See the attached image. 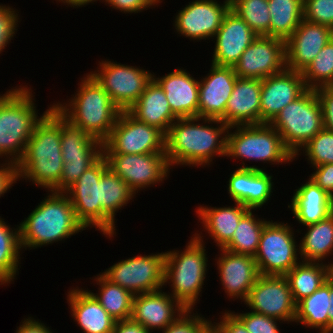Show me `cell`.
<instances>
[{
	"mask_svg": "<svg viewBox=\"0 0 333 333\" xmlns=\"http://www.w3.org/2000/svg\"><path fill=\"white\" fill-rule=\"evenodd\" d=\"M303 19L333 29V0H303Z\"/></svg>",
	"mask_w": 333,
	"mask_h": 333,
	"instance_id": "43",
	"label": "cell"
},
{
	"mask_svg": "<svg viewBox=\"0 0 333 333\" xmlns=\"http://www.w3.org/2000/svg\"><path fill=\"white\" fill-rule=\"evenodd\" d=\"M330 307L328 309V333H333V285L330 284Z\"/></svg>",
	"mask_w": 333,
	"mask_h": 333,
	"instance_id": "56",
	"label": "cell"
},
{
	"mask_svg": "<svg viewBox=\"0 0 333 333\" xmlns=\"http://www.w3.org/2000/svg\"><path fill=\"white\" fill-rule=\"evenodd\" d=\"M270 37L286 41L303 20V0H268Z\"/></svg>",
	"mask_w": 333,
	"mask_h": 333,
	"instance_id": "37",
	"label": "cell"
},
{
	"mask_svg": "<svg viewBox=\"0 0 333 333\" xmlns=\"http://www.w3.org/2000/svg\"><path fill=\"white\" fill-rule=\"evenodd\" d=\"M307 90L302 73L285 69L262 80L260 124L270 123L281 110Z\"/></svg>",
	"mask_w": 333,
	"mask_h": 333,
	"instance_id": "18",
	"label": "cell"
},
{
	"mask_svg": "<svg viewBox=\"0 0 333 333\" xmlns=\"http://www.w3.org/2000/svg\"><path fill=\"white\" fill-rule=\"evenodd\" d=\"M226 157L241 159L243 165L238 168L257 170H265V167L263 169L256 165L247 166L248 164L245 165L242 159L271 163L270 165L286 164L295 160L294 155L284 145L281 135L268 123L229 127Z\"/></svg>",
	"mask_w": 333,
	"mask_h": 333,
	"instance_id": "7",
	"label": "cell"
},
{
	"mask_svg": "<svg viewBox=\"0 0 333 333\" xmlns=\"http://www.w3.org/2000/svg\"><path fill=\"white\" fill-rule=\"evenodd\" d=\"M315 172L309 179L333 197V163L312 167Z\"/></svg>",
	"mask_w": 333,
	"mask_h": 333,
	"instance_id": "51",
	"label": "cell"
},
{
	"mask_svg": "<svg viewBox=\"0 0 333 333\" xmlns=\"http://www.w3.org/2000/svg\"><path fill=\"white\" fill-rule=\"evenodd\" d=\"M48 192V196L19 224L22 251L64 241L86 230L78 221L66 193Z\"/></svg>",
	"mask_w": 333,
	"mask_h": 333,
	"instance_id": "3",
	"label": "cell"
},
{
	"mask_svg": "<svg viewBox=\"0 0 333 333\" xmlns=\"http://www.w3.org/2000/svg\"><path fill=\"white\" fill-rule=\"evenodd\" d=\"M301 73L307 89L333 84V38Z\"/></svg>",
	"mask_w": 333,
	"mask_h": 333,
	"instance_id": "41",
	"label": "cell"
},
{
	"mask_svg": "<svg viewBox=\"0 0 333 333\" xmlns=\"http://www.w3.org/2000/svg\"><path fill=\"white\" fill-rule=\"evenodd\" d=\"M221 316L220 322L210 323L218 333H249L243 322L231 310H225Z\"/></svg>",
	"mask_w": 333,
	"mask_h": 333,
	"instance_id": "49",
	"label": "cell"
},
{
	"mask_svg": "<svg viewBox=\"0 0 333 333\" xmlns=\"http://www.w3.org/2000/svg\"><path fill=\"white\" fill-rule=\"evenodd\" d=\"M229 9L230 0L223 4L216 0H193L178 11L173 26L180 36L193 41L214 39Z\"/></svg>",
	"mask_w": 333,
	"mask_h": 333,
	"instance_id": "17",
	"label": "cell"
},
{
	"mask_svg": "<svg viewBox=\"0 0 333 333\" xmlns=\"http://www.w3.org/2000/svg\"><path fill=\"white\" fill-rule=\"evenodd\" d=\"M202 333H218V331L210 324Z\"/></svg>",
	"mask_w": 333,
	"mask_h": 333,
	"instance_id": "58",
	"label": "cell"
},
{
	"mask_svg": "<svg viewBox=\"0 0 333 333\" xmlns=\"http://www.w3.org/2000/svg\"><path fill=\"white\" fill-rule=\"evenodd\" d=\"M228 129L218 119L178 118L165 135V153L170 168L174 165L206 167L217 155L226 156Z\"/></svg>",
	"mask_w": 333,
	"mask_h": 333,
	"instance_id": "1",
	"label": "cell"
},
{
	"mask_svg": "<svg viewBox=\"0 0 333 333\" xmlns=\"http://www.w3.org/2000/svg\"><path fill=\"white\" fill-rule=\"evenodd\" d=\"M233 313L243 322L249 333H280V320L268 317L253 311L245 313Z\"/></svg>",
	"mask_w": 333,
	"mask_h": 333,
	"instance_id": "45",
	"label": "cell"
},
{
	"mask_svg": "<svg viewBox=\"0 0 333 333\" xmlns=\"http://www.w3.org/2000/svg\"><path fill=\"white\" fill-rule=\"evenodd\" d=\"M262 80L237 77L225 110V124H260V95Z\"/></svg>",
	"mask_w": 333,
	"mask_h": 333,
	"instance_id": "26",
	"label": "cell"
},
{
	"mask_svg": "<svg viewBox=\"0 0 333 333\" xmlns=\"http://www.w3.org/2000/svg\"><path fill=\"white\" fill-rule=\"evenodd\" d=\"M108 167V161L102 155L65 191L85 229L95 227L101 232L100 178Z\"/></svg>",
	"mask_w": 333,
	"mask_h": 333,
	"instance_id": "16",
	"label": "cell"
},
{
	"mask_svg": "<svg viewBox=\"0 0 333 333\" xmlns=\"http://www.w3.org/2000/svg\"><path fill=\"white\" fill-rule=\"evenodd\" d=\"M272 178L265 170L237 168L228 179L227 192L234 202L250 210H260L271 199Z\"/></svg>",
	"mask_w": 333,
	"mask_h": 333,
	"instance_id": "24",
	"label": "cell"
},
{
	"mask_svg": "<svg viewBox=\"0 0 333 333\" xmlns=\"http://www.w3.org/2000/svg\"><path fill=\"white\" fill-rule=\"evenodd\" d=\"M165 134L156 127L134 118L127 110L120 112L103 153H165Z\"/></svg>",
	"mask_w": 333,
	"mask_h": 333,
	"instance_id": "11",
	"label": "cell"
},
{
	"mask_svg": "<svg viewBox=\"0 0 333 333\" xmlns=\"http://www.w3.org/2000/svg\"><path fill=\"white\" fill-rule=\"evenodd\" d=\"M233 67L211 63L209 73L199 80L198 117L218 119L225 124V110L236 83Z\"/></svg>",
	"mask_w": 333,
	"mask_h": 333,
	"instance_id": "20",
	"label": "cell"
},
{
	"mask_svg": "<svg viewBox=\"0 0 333 333\" xmlns=\"http://www.w3.org/2000/svg\"><path fill=\"white\" fill-rule=\"evenodd\" d=\"M22 321L16 333H53L51 328L41 323L39 319L36 321L33 317H27Z\"/></svg>",
	"mask_w": 333,
	"mask_h": 333,
	"instance_id": "53",
	"label": "cell"
},
{
	"mask_svg": "<svg viewBox=\"0 0 333 333\" xmlns=\"http://www.w3.org/2000/svg\"><path fill=\"white\" fill-rule=\"evenodd\" d=\"M203 239L202 232L197 231L183 251L175 249L165 252L164 286H171L172 292L168 293L186 310L194 311L205 285L208 252Z\"/></svg>",
	"mask_w": 333,
	"mask_h": 333,
	"instance_id": "6",
	"label": "cell"
},
{
	"mask_svg": "<svg viewBox=\"0 0 333 333\" xmlns=\"http://www.w3.org/2000/svg\"><path fill=\"white\" fill-rule=\"evenodd\" d=\"M32 92L31 87L20 85L0 95V158L6 157L5 161L16 165L25 153L36 124L53 106H48L39 117Z\"/></svg>",
	"mask_w": 333,
	"mask_h": 333,
	"instance_id": "5",
	"label": "cell"
},
{
	"mask_svg": "<svg viewBox=\"0 0 333 333\" xmlns=\"http://www.w3.org/2000/svg\"><path fill=\"white\" fill-rule=\"evenodd\" d=\"M307 156L311 167L333 163V132L323 128L300 150Z\"/></svg>",
	"mask_w": 333,
	"mask_h": 333,
	"instance_id": "42",
	"label": "cell"
},
{
	"mask_svg": "<svg viewBox=\"0 0 333 333\" xmlns=\"http://www.w3.org/2000/svg\"><path fill=\"white\" fill-rule=\"evenodd\" d=\"M250 209L235 202L233 206L211 207L200 205L196 208L200 223L216 243L222 249L231 239L240 219Z\"/></svg>",
	"mask_w": 333,
	"mask_h": 333,
	"instance_id": "31",
	"label": "cell"
},
{
	"mask_svg": "<svg viewBox=\"0 0 333 333\" xmlns=\"http://www.w3.org/2000/svg\"><path fill=\"white\" fill-rule=\"evenodd\" d=\"M325 265L327 281L333 285V261L328 262V264L325 262Z\"/></svg>",
	"mask_w": 333,
	"mask_h": 333,
	"instance_id": "57",
	"label": "cell"
},
{
	"mask_svg": "<svg viewBox=\"0 0 333 333\" xmlns=\"http://www.w3.org/2000/svg\"><path fill=\"white\" fill-rule=\"evenodd\" d=\"M61 152L63 161H97L103 144L61 114Z\"/></svg>",
	"mask_w": 333,
	"mask_h": 333,
	"instance_id": "32",
	"label": "cell"
},
{
	"mask_svg": "<svg viewBox=\"0 0 333 333\" xmlns=\"http://www.w3.org/2000/svg\"><path fill=\"white\" fill-rule=\"evenodd\" d=\"M306 227L299 244L301 261L325 262L324 259L333 253V213Z\"/></svg>",
	"mask_w": 333,
	"mask_h": 333,
	"instance_id": "33",
	"label": "cell"
},
{
	"mask_svg": "<svg viewBox=\"0 0 333 333\" xmlns=\"http://www.w3.org/2000/svg\"><path fill=\"white\" fill-rule=\"evenodd\" d=\"M101 232L105 237L116 236L115 215L135 197L129 185L108 167L100 178Z\"/></svg>",
	"mask_w": 333,
	"mask_h": 333,
	"instance_id": "28",
	"label": "cell"
},
{
	"mask_svg": "<svg viewBox=\"0 0 333 333\" xmlns=\"http://www.w3.org/2000/svg\"><path fill=\"white\" fill-rule=\"evenodd\" d=\"M110 169L137 194L168 178L170 166L166 153L121 154L103 153Z\"/></svg>",
	"mask_w": 333,
	"mask_h": 333,
	"instance_id": "13",
	"label": "cell"
},
{
	"mask_svg": "<svg viewBox=\"0 0 333 333\" xmlns=\"http://www.w3.org/2000/svg\"><path fill=\"white\" fill-rule=\"evenodd\" d=\"M332 38V28L303 19L285 41L286 69L302 72Z\"/></svg>",
	"mask_w": 333,
	"mask_h": 333,
	"instance_id": "23",
	"label": "cell"
},
{
	"mask_svg": "<svg viewBox=\"0 0 333 333\" xmlns=\"http://www.w3.org/2000/svg\"><path fill=\"white\" fill-rule=\"evenodd\" d=\"M99 286L98 293L89 290L100 305L116 321L129 320L132 314L133 295L117 284L106 279L101 272L93 279Z\"/></svg>",
	"mask_w": 333,
	"mask_h": 333,
	"instance_id": "36",
	"label": "cell"
},
{
	"mask_svg": "<svg viewBox=\"0 0 333 333\" xmlns=\"http://www.w3.org/2000/svg\"><path fill=\"white\" fill-rule=\"evenodd\" d=\"M244 304L250 311L278 319L281 323L295 321L296 303L285 276L260 275Z\"/></svg>",
	"mask_w": 333,
	"mask_h": 333,
	"instance_id": "14",
	"label": "cell"
},
{
	"mask_svg": "<svg viewBox=\"0 0 333 333\" xmlns=\"http://www.w3.org/2000/svg\"><path fill=\"white\" fill-rule=\"evenodd\" d=\"M165 252L137 255L121 260L101 274L133 296L160 290L164 287Z\"/></svg>",
	"mask_w": 333,
	"mask_h": 333,
	"instance_id": "10",
	"label": "cell"
},
{
	"mask_svg": "<svg viewBox=\"0 0 333 333\" xmlns=\"http://www.w3.org/2000/svg\"><path fill=\"white\" fill-rule=\"evenodd\" d=\"M63 173L59 181V192H65L96 161H63Z\"/></svg>",
	"mask_w": 333,
	"mask_h": 333,
	"instance_id": "47",
	"label": "cell"
},
{
	"mask_svg": "<svg viewBox=\"0 0 333 333\" xmlns=\"http://www.w3.org/2000/svg\"><path fill=\"white\" fill-rule=\"evenodd\" d=\"M291 200L288 208L303 226L315 224L333 213V197L310 179L295 190Z\"/></svg>",
	"mask_w": 333,
	"mask_h": 333,
	"instance_id": "30",
	"label": "cell"
},
{
	"mask_svg": "<svg viewBox=\"0 0 333 333\" xmlns=\"http://www.w3.org/2000/svg\"><path fill=\"white\" fill-rule=\"evenodd\" d=\"M21 251L19 225L12 229L0 216V286L10 284L19 274Z\"/></svg>",
	"mask_w": 333,
	"mask_h": 333,
	"instance_id": "38",
	"label": "cell"
},
{
	"mask_svg": "<svg viewBox=\"0 0 333 333\" xmlns=\"http://www.w3.org/2000/svg\"><path fill=\"white\" fill-rule=\"evenodd\" d=\"M186 311L169 293L160 289L135 295L130 319L152 333L156 329L165 330Z\"/></svg>",
	"mask_w": 333,
	"mask_h": 333,
	"instance_id": "19",
	"label": "cell"
},
{
	"mask_svg": "<svg viewBox=\"0 0 333 333\" xmlns=\"http://www.w3.org/2000/svg\"><path fill=\"white\" fill-rule=\"evenodd\" d=\"M258 35L231 9L224 15L221 27L214 36L212 64L234 67L245 49Z\"/></svg>",
	"mask_w": 333,
	"mask_h": 333,
	"instance_id": "21",
	"label": "cell"
},
{
	"mask_svg": "<svg viewBox=\"0 0 333 333\" xmlns=\"http://www.w3.org/2000/svg\"><path fill=\"white\" fill-rule=\"evenodd\" d=\"M17 181L16 164L3 160L0 163V197H3Z\"/></svg>",
	"mask_w": 333,
	"mask_h": 333,
	"instance_id": "52",
	"label": "cell"
},
{
	"mask_svg": "<svg viewBox=\"0 0 333 333\" xmlns=\"http://www.w3.org/2000/svg\"><path fill=\"white\" fill-rule=\"evenodd\" d=\"M315 90L322 106L324 128L333 132V87L323 86Z\"/></svg>",
	"mask_w": 333,
	"mask_h": 333,
	"instance_id": "50",
	"label": "cell"
},
{
	"mask_svg": "<svg viewBox=\"0 0 333 333\" xmlns=\"http://www.w3.org/2000/svg\"><path fill=\"white\" fill-rule=\"evenodd\" d=\"M294 231L284 222L271 220L264 226L254 256L260 275L285 276L301 261Z\"/></svg>",
	"mask_w": 333,
	"mask_h": 333,
	"instance_id": "9",
	"label": "cell"
},
{
	"mask_svg": "<svg viewBox=\"0 0 333 333\" xmlns=\"http://www.w3.org/2000/svg\"><path fill=\"white\" fill-rule=\"evenodd\" d=\"M105 5L124 13H139L144 10L156 7L162 0H104ZM107 3V4H106Z\"/></svg>",
	"mask_w": 333,
	"mask_h": 333,
	"instance_id": "48",
	"label": "cell"
},
{
	"mask_svg": "<svg viewBox=\"0 0 333 333\" xmlns=\"http://www.w3.org/2000/svg\"><path fill=\"white\" fill-rule=\"evenodd\" d=\"M98 65L97 71H91L90 74L121 111L128 110L138 100L153 78L149 70L108 59L99 61Z\"/></svg>",
	"mask_w": 333,
	"mask_h": 333,
	"instance_id": "12",
	"label": "cell"
},
{
	"mask_svg": "<svg viewBox=\"0 0 333 333\" xmlns=\"http://www.w3.org/2000/svg\"><path fill=\"white\" fill-rule=\"evenodd\" d=\"M9 5H0V54L6 49L7 45L13 40L17 33L20 14Z\"/></svg>",
	"mask_w": 333,
	"mask_h": 333,
	"instance_id": "46",
	"label": "cell"
},
{
	"mask_svg": "<svg viewBox=\"0 0 333 333\" xmlns=\"http://www.w3.org/2000/svg\"><path fill=\"white\" fill-rule=\"evenodd\" d=\"M268 0H230V9L257 34L270 36Z\"/></svg>",
	"mask_w": 333,
	"mask_h": 333,
	"instance_id": "40",
	"label": "cell"
},
{
	"mask_svg": "<svg viewBox=\"0 0 333 333\" xmlns=\"http://www.w3.org/2000/svg\"><path fill=\"white\" fill-rule=\"evenodd\" d=\"M285 278L289 283L293 300L297 304L327 281L326 265L324 262L300 261L285 275Z\"/></svg>",
	"mask_w": 333,
	"mask_h": 333,
	"instance_id": "35",
	"label": "cell"
},
{
	"mask_svg": "<svg viewBox=\"0 0 333 333\" xmlns=\"http://www.w3.org/2000/svg\"><path fill=\"white\" fill-rule=\"evenodd\" d=\"M63 164L61 113L52 106L36 124L25 153L16 165L18 181L24 178L40 188L59 192Z\"/></svg>",
	"mask_w": 333,
	"mask_h": 333,
	"instance_id": "2",
	"label": "cell"
},
{
	"mask_svg": "<svg viewBox=\"0 0 333 333\" xmlns=\"http://www.w3.org/2000/svg\"><path fill=\"white\" fill-rule=\"evenodd\" d=\"M187 310L162 333H202L211 323L203 315ZM193 313V314H192Z\"/></svg>",
	"mask_w": 333,
	"mask_h": 333,
	"instance_id": "44",
	"label": "cell"
},
{
	"mask_svg": "<svg viewBox=\"0 0 333 333\" xmlns=\"http://www.w3.org/2000/svg\"><path fill=\"white\" fill-rule=\"evenodd\" d=\"M153 79L166 94L172 113L177 118L198 117L199 80L195 79L186 69L178 68Z\"/></svg>",
	"mask_w": 333,
	"mask_h": 333,
	"instance_id": "25",
	"label": "cell"
},
{
	"mask_svg": "<svg viewBox=\"0 0 333 333\" xmlns=\"http://www.w3.org/2000/svg\"><path fill=\"white\" fill-rule=\"evenodd\" d=\"M134 118L156 127L165 135L178 119L169 106L166 94L152 78L138 100L127 110Z\"/></svg>",
	"mask_w": 333,
	"mask_h": 333,
	"instance_id": "29",
	"label": "cell"
},
{
	"mask_svg": "<svg viewBox=\"0 0 333 333\" xmlns=\"http://www.w3.org/2000/svg\"><path fill=\"white\" fill-rule=\"evenodd\" d=\"M215 259L221 285L227 298L239 299L245 302L251 288L260 276L254 257L236 254L225 249H219Z\"/></svg>",
	"mask_w": 333,
	"mask_h": 333,
	"instance_id": "22",
	"label": "cell"
},
{
	"mask_svg": "<svg viewBox=\"0 0 333 333\" xmlns=\"http://www.w3.org/2000/svg\"><path fill=\"white\" fill-rule=\"evenodd\" d=\"M79 83L68 103L55 102L53 106L73 125L103 144L121 109L90 73L85 74Z\"/></svg>",
	"mask_w": 333,
	"mask_h": 333,
	"instance_id": "4",
	"label": "cell"
},
{
	"mask_svg": "<svg viewBox=\"0 0 333 333\" xmlns=\"http://www.w3.org/2000/svg\"><path fill=\"white\" fill-rule=\"evenodd\" d=\"M297 159L299 150L324 128L321 102L315 89H307L269 123ZM297 157V158H296Z\"/></svg>",
	"mask_w": 333,
	"mask_h": 333,
	"instance_id": "8",
	"label": "cell"
},
{
	"mask_svg": "<svg viewBox=\"0 0 333 333\" xmlns=\"http://www.w3.org/2000/svg\"><path fill=\"white\" fill-rule=\"evenodd\" d=\"M233 69L239 78L259 80L283 72L286 69L285 41L258 35Z\"/></svg>",
	"mask_w": 333,
	"mask_h": 333,
	"instance_id": "15",
	"label": "cell"
},
{
	"mask_svg": "<svg viewBox=\"0 0 333 333\" xmlns=\"http://www.w3.org/2000/svg\"><path fill=\"white\" fill-rule=\"evenodd\" d=\"M112 333H149L142 325L133 320L116 321Z\"/></svg>",
	"mask_w": 333,
	"mask_h": 333,
	"instance_id": "54",
	"label": "cell"
},
{
	"mask_svg": "<svg viewBox=\"0 0 333 333\" xmlns=\"http://www.w3.org/2000/svg\"><path fill=\"white\" fill-rule=\"evenodd\" d=\"M249 210L239 221L232 239L222 248L236 254H244L254 257L264 226L270 221L253 215Z\"/></svg>",
	"mask_w": 333,
	"mask_h": 333,
	"instance_id": "39",
	"label": "cell"
},
{
	"mask_svg": "<svg viewBox=\"0 0 333 333\" xmlns=\"http://www.w3.org/2000/svg\"><path fill=\"white\" fill-rule=\"evenodd\" d=\"M330 283L324 282L313 294L296 304L295 321L306 328L328 333V309L330 307Z\"/></svg>",
	"mask_w": 333,
	"mask_h": 333,
	"instance_id": "34",
	"label": "cell"
},
{
	"mask_svg": "<svg viewBox=\"0 0 333 333\" xmlns=\"http://www.w3.org/2000/svg\"><path fill=\"white\" fill-rule=\"evenodd\" d=\"M72 288L67 291V303L73 321H76L84 333H112L116 320L94 295L88 290L79 289L78 286Z\"/></svg>",
	"mask_w": 333,
	"mask_h": 333,
	"instance_id": "27",
	"label": "cell"
},
{
	"mask_svg": "<svg viewBox=\"0 0 333 333\" xmlns=\"http://www.w3.org/2000/svg\"><path fill=\"white\" fill-rule=\"evenodd\" d=\"M96 1L104 2V0H57L56 2L65 4V5H67L66 7H68L70 5L71 8L72 7L73 8H79V7L89 5L90 3H93V2H96Z\"/></svg>",
	"mask_w": 333,
	"mask_h": 333,
	"instance_id": "55",
	"label": "cell"
}]
</instances>
